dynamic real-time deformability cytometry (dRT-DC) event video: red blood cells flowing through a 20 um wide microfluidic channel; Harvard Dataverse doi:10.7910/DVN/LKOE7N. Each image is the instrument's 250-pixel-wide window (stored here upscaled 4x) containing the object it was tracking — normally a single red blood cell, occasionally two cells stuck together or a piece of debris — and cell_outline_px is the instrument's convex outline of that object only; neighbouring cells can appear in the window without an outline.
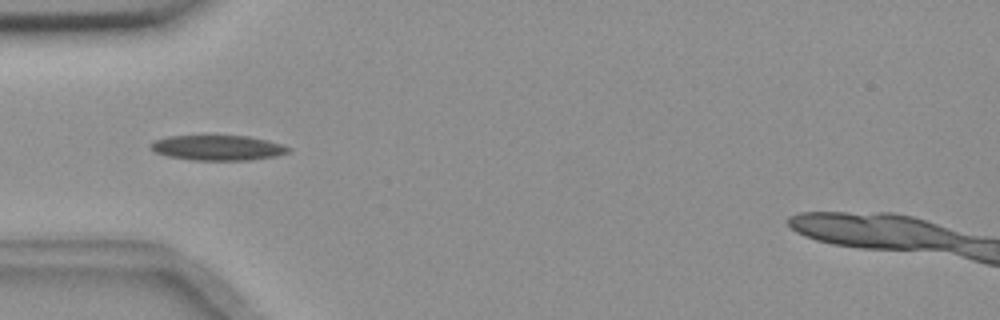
{"species": "common noctule bat (a hibernating species)", "species_latin": "Nyctalus noctula", "temperature_condition": "room temperature", "stored_images_in_passage": 8, "camera_frame_rate_fps": 3000, "um_per_image_px": 0.085, "animal": {"sex": "female", "body_mass_g": 18.4}, "frame": {"image": 1, "passage_image": 4, "time_ms": 1.0, "image_size_px": [1000, 320], "cell_outline_px": [[292, 148], [288, 152], [276, 156], [252, 160], [192, 160], [168, 156], [156, 152], [152, 148], [152, 144], [156, 140], [168, 136], [204, 132], [208, 132], [248, 136], [280, 144]], "centroid_in_image_um": [18.49, 12.5], "position_along_channel_um": 66.5, "area_um2": 21.04}}
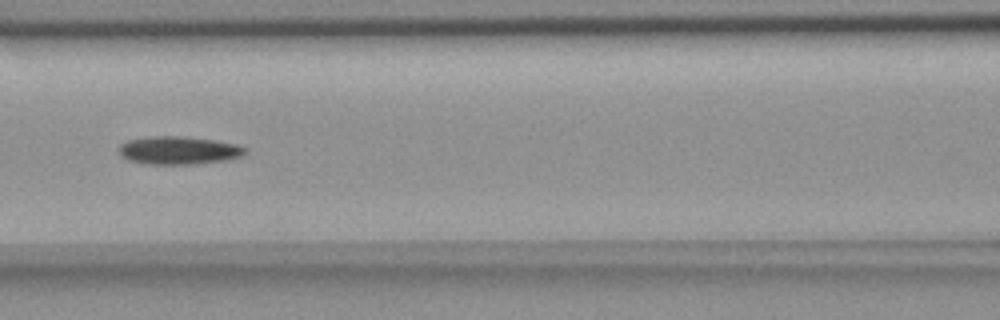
{"frame": {"image": 2, "passage_image": 6, "time_ms": 1.667, "image_size_px": [1000, 320], "cell_outline_px": [[248, 152], [244, 156], [228, 160], [196, 164], [140, 164], [128, 160], [120, 156], [120, 144], [128, 140], [156, 136], [180, 136], [216, 140], [236, 144], [248, 148]], "centroid_in_image_um": [15.24, 12.79], "position_along_channel_um": 151.4, "area_um2": 20.92}}
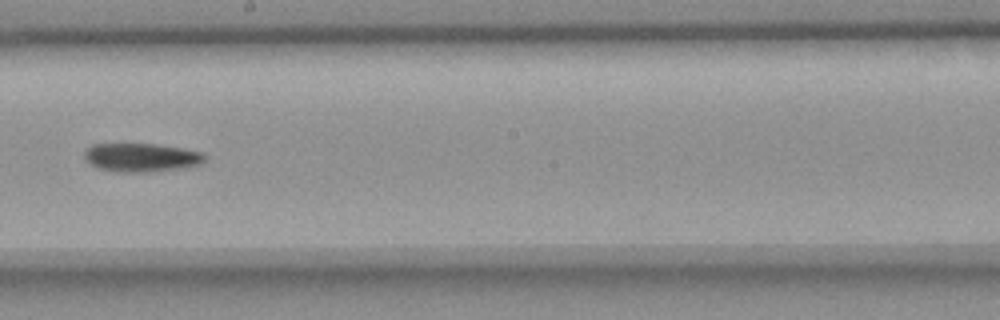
{"frame": {"image": 3, "passage_image": 8, "time_ms": 2.333, "image_size_px": [1000, 320], "cell_outline_px": [[208, 156], [200, 164], [184, 168], [144, 172], [116, 172], [100, 168], [88, 164], [84, 160], [84, 152], [92, 144], [156, 144], [184, 148], [204, 152]], "centroid_in_image_um": [12.03, 13.38], "position_along_channel_um": 236.2, "area_um2": 20.29}}